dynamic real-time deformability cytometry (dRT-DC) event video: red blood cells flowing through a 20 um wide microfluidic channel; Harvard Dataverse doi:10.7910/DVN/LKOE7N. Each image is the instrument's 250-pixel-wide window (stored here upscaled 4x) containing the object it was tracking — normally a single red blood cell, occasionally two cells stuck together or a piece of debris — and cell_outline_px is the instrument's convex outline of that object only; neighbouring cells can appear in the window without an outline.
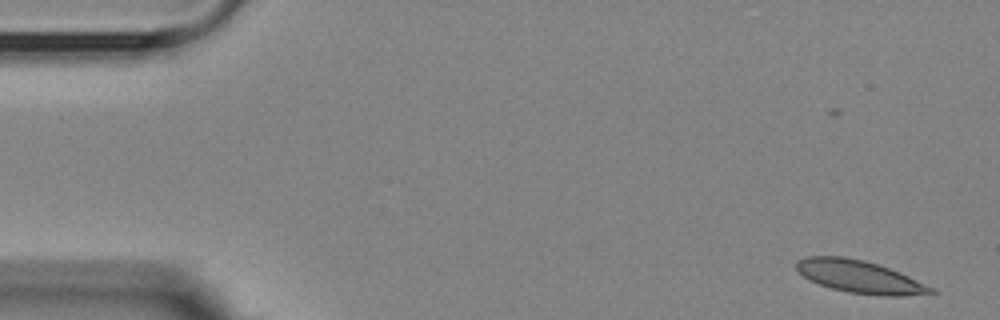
{"species": "Egyptian fruit bat (a non-hibernating species)", "species_latin": "Rousettus aegyptiacus", "temperature_condition": "room temperature", "stored_images_in_passage": 11, "camera_frame_rate_fps": 3000, "um_per_image_px": 0.085, "animal": {"sex": "female"}, "frame": {"image": 1, "passage_image": 1, "time_ms": 0.0, "image_size_px": [1000, 320], "cell_outline_px": [[940, 292], [904, 296], [880, 296], [848, 292], [832, 288], [808, 280], [796, 268], [796, 260], [808, 256], [844, 256], [864, 260], [900, 272], [936, 288]], "centroid_in_image_um": [73.11, 23.53], "position_along_channel_um": 11.9, "area_um2": 25.66}}